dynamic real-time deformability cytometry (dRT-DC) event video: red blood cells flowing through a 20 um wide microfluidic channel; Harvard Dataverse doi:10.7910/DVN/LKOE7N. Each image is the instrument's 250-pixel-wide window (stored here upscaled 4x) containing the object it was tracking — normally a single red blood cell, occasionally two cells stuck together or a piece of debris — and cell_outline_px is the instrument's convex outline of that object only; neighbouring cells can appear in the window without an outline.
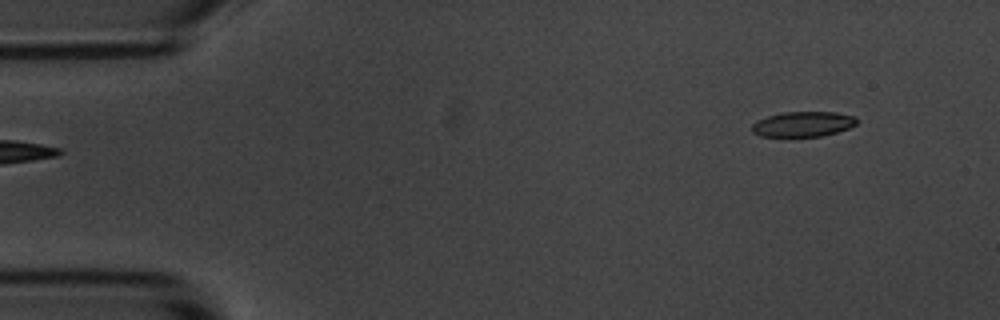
{"species": "common noctule bat (a hibernating species)", "species_latin": "Nyctalus noctula", "temperature_condition": "room temperature", "stored_images_in_passage": 6, "camera_frame_rate_fps": 3000, "um_per_image_px": 0.085, "animal": {"sex": "male", "body_mass_g": 20.1, "forearm_length_mm": 53.5}, "frame": {"image": 1, "passage_image": 6, "time_ms": 5.667, "image_size_px": [1000, 320], "cell_outline_px": [[856, 124], [848, 128], [824, 136], [788, 140], [760, 136], [752, 132], [752, 124], [756, 120], [768, 116], [784, 112], [836, 112], [856, 116]], "centroid_in_image_um": [68.19, 10.61], "position_along_channel_um": 16.8, "area_um2": 16.24}}